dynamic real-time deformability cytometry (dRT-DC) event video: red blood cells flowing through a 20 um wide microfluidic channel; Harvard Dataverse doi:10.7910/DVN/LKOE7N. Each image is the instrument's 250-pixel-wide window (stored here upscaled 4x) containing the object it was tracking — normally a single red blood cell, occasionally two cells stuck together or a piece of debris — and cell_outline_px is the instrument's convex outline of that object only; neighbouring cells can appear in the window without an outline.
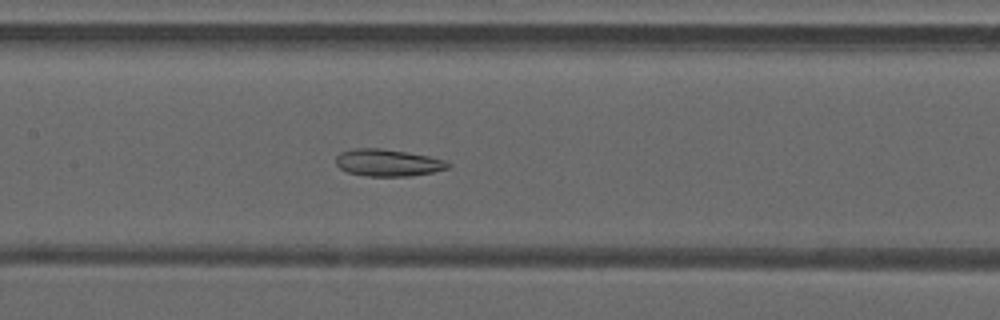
{"species": "common noctule bat (a hibernating species)", "species_latin": "Nyctalus noctula", "temperature_condition": "warm", "stored_images_in_passage": 51, "camera_frame_rate_fps": 3000, "um_per_image_px": 0.085, "animal": {"sex": "male", "forearm_length_mm": 52.5}, "frame": {"image": 1, "passage_image": 25, "time_ms": 8.0, "image_size_px": [1000, 320], "cell_outline_px": [[452, 164], [448, 168], [432, 172], [412, 176], [368, 176], [348, 172], [340, 168], [336, 164], [336, 156], [340, 152], [356, 148], [380, 148], [428, 156], [444, 160]], "centroid_in_image_um": [32.96, 13.83], "position_along_channel_um": 174.4, "area_um2": 17.51}}
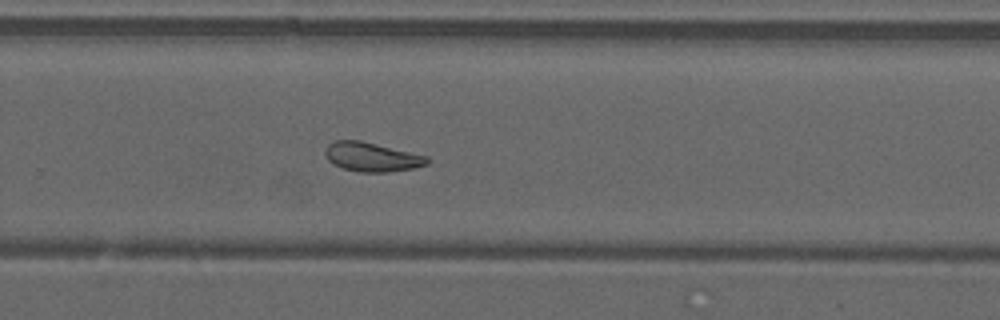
{"frame": {"image": 2, "passage_image": 34, "time_ms": 11.0, "image_size_px": [1000, 320], "cell_outline_px": [[428, 164], [416, 168], [388, 172], [360, 172], [344, 168], [332, 164], [328, 160], [324, 152], [328, 144], [336, 140], [360, 140], [428, 156]], "centroid_in_image_um": [31.61, 13.34], "position_along_channel_um": 298.2, "area_um2": 17.34}}
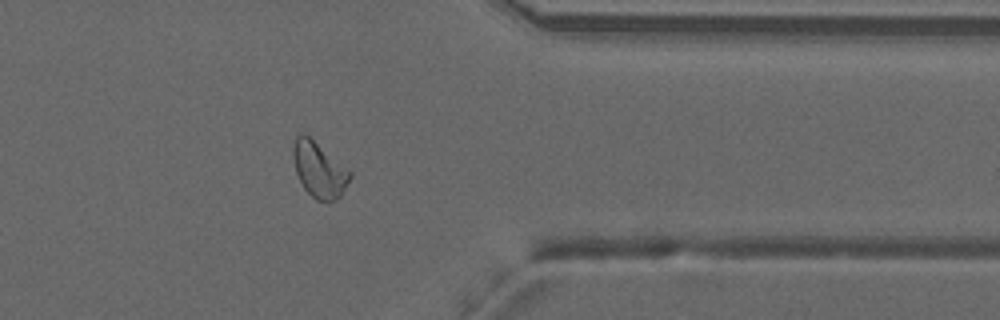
{"frame": {"image": 3, "passage_image": 41, "time_ms": 13.333, "image_size_px": [1000, 320], "cell_outline_px": [[352, 176], [340, 196], [336, 200], [316, 200], [304, 188], [296, 172], [292, 156], [292, 148], [296, 132], [304, 132], [352, 172]], "centroid_in_image_um": [27.09, 14.38], "position_along_channel_um": 384.3, "area_um2": 18.32}, "authors_computed_cell_mechanics": {"area_um2": 19.363, "velocity_mm_per_s": 4.1429, "shape_relaxation_time_tau1_ms": null, "shape_relaxation_time_tau2_ms": 1.5106, "deformation_change_tau1": null, "deformation_change_tau2": 0.0849}}